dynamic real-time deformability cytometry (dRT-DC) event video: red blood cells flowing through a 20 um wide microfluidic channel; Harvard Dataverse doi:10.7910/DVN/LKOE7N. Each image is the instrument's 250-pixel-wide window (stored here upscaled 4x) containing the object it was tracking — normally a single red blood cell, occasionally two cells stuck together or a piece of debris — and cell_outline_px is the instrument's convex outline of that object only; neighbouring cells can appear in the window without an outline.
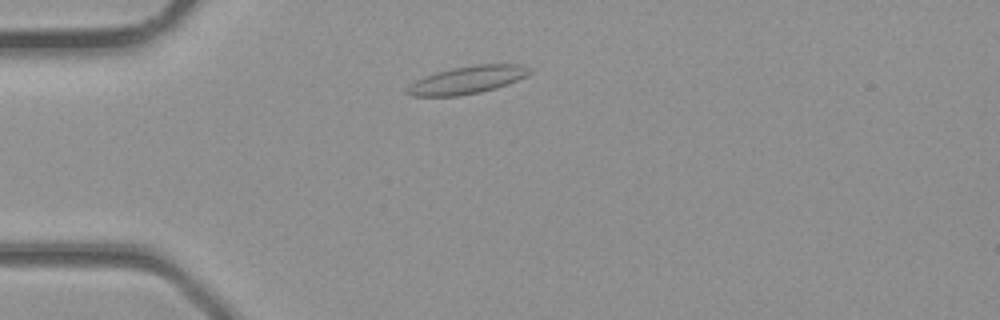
{"species": "common noctule bat (a hibernating species)", "species_latin": "Nyctalus noctula", "temperature_condition": "room temperature", "stored_images_in_passage": 2, "camera_frame_rate_fps": 3000, "um_per_image_px": 0.085, "animal": {"sex": "male", "body_mass_g": 23.1, "forearm_length_mm": 52.7}, "frame": {"image": 1, "passage_image": 2, "time_ms": 0.333, "image_size_px": [1000, 320], "cell_outline_px": [[532, 72], [528, 76], [508, 84], [496, 88], [480, 92], [456, 96], [412, 96], [404, 92], [408, 84], [416, 80], [436, 72], [452, 68], [476, 64], [520, 64], [528, 68]], "centroid_in_image_um": [39.71, 6.79], "position_along_channel_um": 45.3, "area_um2": 19.83}}